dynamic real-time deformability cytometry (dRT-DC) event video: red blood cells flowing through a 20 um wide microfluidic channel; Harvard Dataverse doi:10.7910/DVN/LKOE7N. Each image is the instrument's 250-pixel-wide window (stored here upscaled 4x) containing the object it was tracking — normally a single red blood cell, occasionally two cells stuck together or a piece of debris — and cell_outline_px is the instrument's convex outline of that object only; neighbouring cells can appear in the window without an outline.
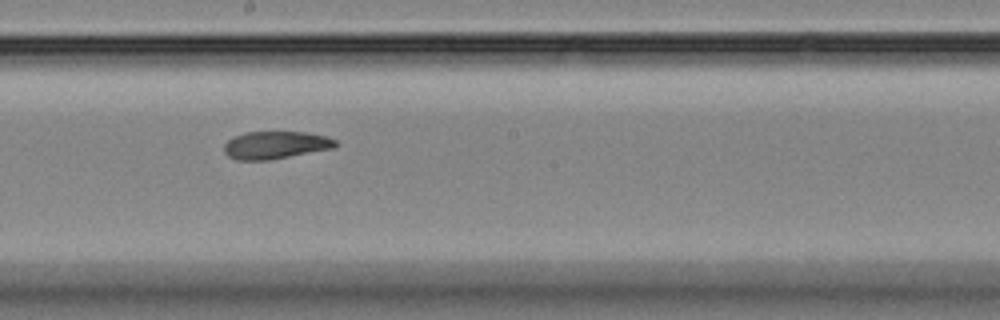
{"species": "Egyptian fruit bat (a non-hibernating species)", "species_latin": "Rousettus aegyptiacus", "temperature_condition": "room temperature", "stored_images_in_passage": 10, "camera_frame_rate_fps": 3000, "um_per_image_px": 0.085, "animal": {"sex": "female"}, "frame": {"image": 1, "passage_image": 9, "time_ms": 11.0, "image_size_px": [1000, 320], "cell_outline_px": [[340, 144], [332, 148], [268, 160], [236, 160], [228, 156], [224, 152], [224, 144], [228, 140], [244, 132], [308, 132], [328, 136], [336, 140]], "centroid_in_image_um": [23.43, 12.32], "position_along_channel_um": 224.8, "area_um2": 17.92}}
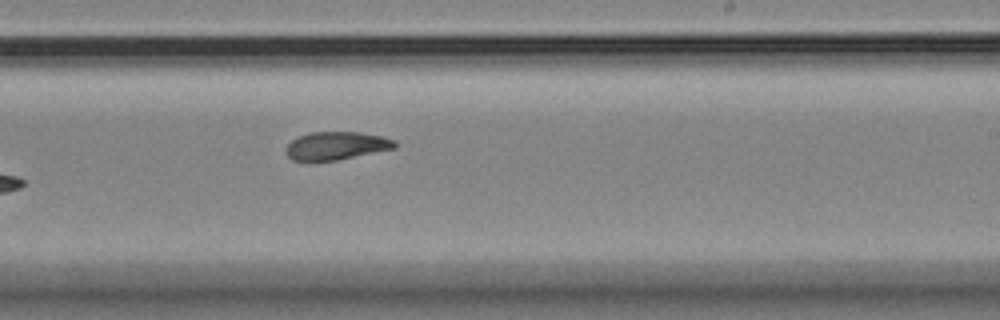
{"frame": {"image": 2, "passage_image": 10, "time_ms": 12.0, "image_size_px": [1000, 320], "cell_outline_px": [[396, 148], [336, 160], [308, 164], [292, 160], [284, 152], [284, 148], [296, 136], [308, 132], [360, 132], [380, 136], [396, 140]], "centroid_in_image_um": [28.48, 12.42], "position_along_channel_um": 260.5, "area_um2": 18.44}}